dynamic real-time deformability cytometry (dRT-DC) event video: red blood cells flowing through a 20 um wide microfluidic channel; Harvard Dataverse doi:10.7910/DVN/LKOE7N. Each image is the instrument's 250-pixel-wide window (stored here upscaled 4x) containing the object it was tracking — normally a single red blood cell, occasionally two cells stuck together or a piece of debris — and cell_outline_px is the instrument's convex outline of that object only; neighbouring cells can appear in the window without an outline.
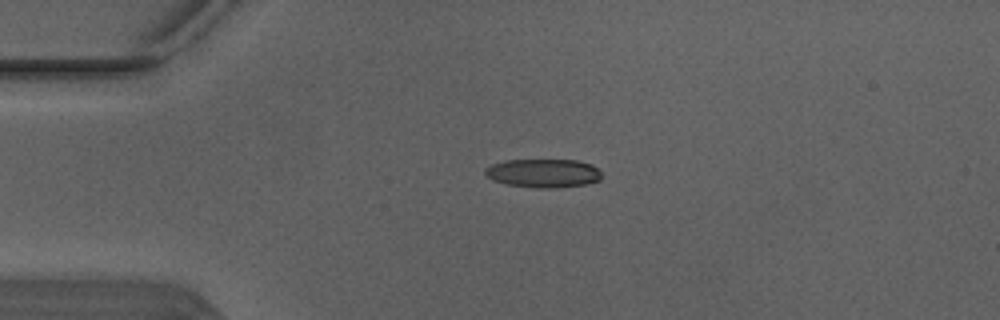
{"species": "Egyptian fruit bat (a non-hibernating species)", "species_latin": "Rousettus aegyptiacus", "temperature_condition": "warm", "stored_images_in_passage": 3, "camera_frame_rate_fps": 3000, "um_per_image_px": 0.085, "animal": {"sex": "male"}, "frame": {"image": 1, "passage_image": 2, "time_ms": 0.333, "image_size_px": [1000, 320], "cell_outline_px": [[600, 180], [584, 184], [552, 188], [536, 188], [508, 184], [492, 180], [484, 172], [484, 168], [492, 164], [504, 160], [576, 160], [592, 164], [600, 172]], "centroid_in_image_um": [46.15, 14.71], "position_along_channel_um": 38.8, "area_um2": 19.31}}